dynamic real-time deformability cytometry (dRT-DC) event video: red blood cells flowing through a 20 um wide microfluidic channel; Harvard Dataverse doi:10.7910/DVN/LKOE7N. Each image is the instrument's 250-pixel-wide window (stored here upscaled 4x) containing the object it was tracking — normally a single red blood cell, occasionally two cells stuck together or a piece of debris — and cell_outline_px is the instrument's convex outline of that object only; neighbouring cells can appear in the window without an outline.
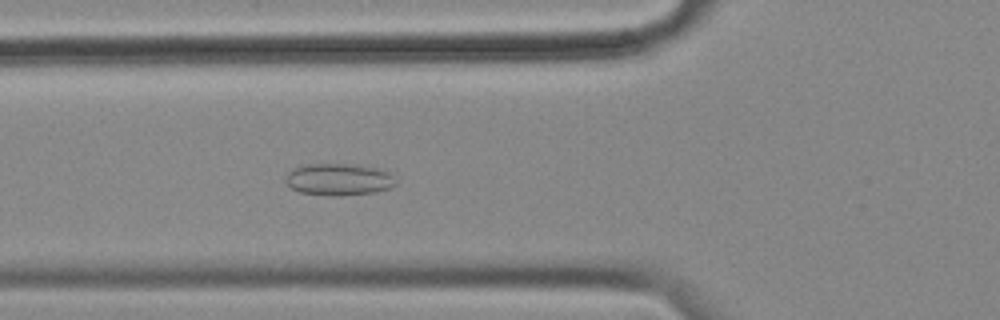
{"species": "common noctule bat (a hibernating species)", "species_latin": "Nyctalus noctula", "temperature_condition": "cold", "stored_images_in_passage": 56, "camera_frame_rate_fps": 3000, "um_per_image_px": 0.085, "animal": {"sex": "female", "body_mass_g": 18.4}, "frame": {"image": 1, "passage_image": 20, "time_ms": 6.333, "image_size_px": [1000, 320], "cell_outline_px": [[396, 184], [388, 188], [376, 192], [340, 196], [332, 196], [300, 192], [292, 188], [284, 180], [288, 172], [292, 168], [304, 164], [348, 164], [380, 168], [388, 172], [392, 176]], "centroid_in_image_um": [28.76, 15.25], "position_along_channel_um": 97.0, "area_um2": 20.52}}
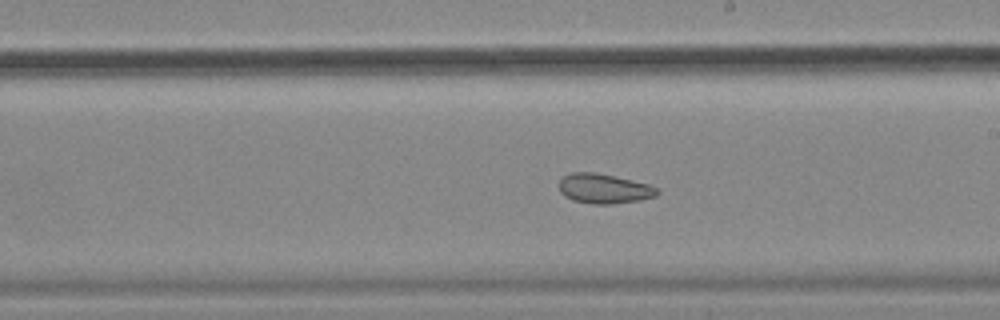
{"frame": {"image": 2, "passage_image": 32, "time_ms": 10.333, "image_size_px": [1000, 320], "cell_outline_px": [[660, 192], [656, 196], [640, 200], [612, 204], [592, 204], [572, 200], [564, 196], [560, 192], [556, 184], [564, 176], [572, 172], [596, 172], [632, 180], [648, 184], [660, 188]], "centroid_in_image_um": [51.33, 16.03], "position_along_channel_um": 237.7, "area_um2": 17.28}}
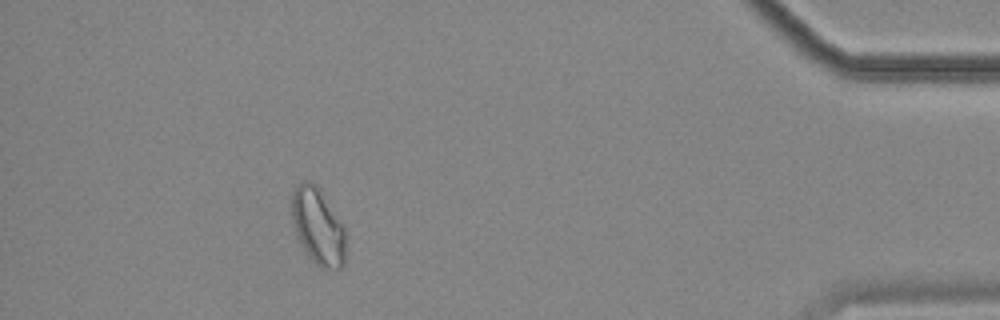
{"frame": {"image": 3, "passage_image": 51, "time_ms": 16.667, "image_size_px": [1000, 320], "cell_outline_px": [[344, 264], [340, 268], [320, 268], [308, 256], [300, 244], [292, 220], [292, 192], [296, 184], [304, 180], [312, 180], [316, 184], [344, 224]], "centroid_in_image_um": [27.01, 19.2], "position_along_channel_um": 408.2, "area_um2": 24.1}, "authors_computed_cell_mechanics": {"area_um2": 22.3975, "velocity_mm_per_s": 3.5227, "shape_relaxation_time_tau1_ms": null, "shape_relaxation_time_tau2_ms": 2.4353, "deformation_change_tau1": null, "deformation_change_tau2": 0.0686}}